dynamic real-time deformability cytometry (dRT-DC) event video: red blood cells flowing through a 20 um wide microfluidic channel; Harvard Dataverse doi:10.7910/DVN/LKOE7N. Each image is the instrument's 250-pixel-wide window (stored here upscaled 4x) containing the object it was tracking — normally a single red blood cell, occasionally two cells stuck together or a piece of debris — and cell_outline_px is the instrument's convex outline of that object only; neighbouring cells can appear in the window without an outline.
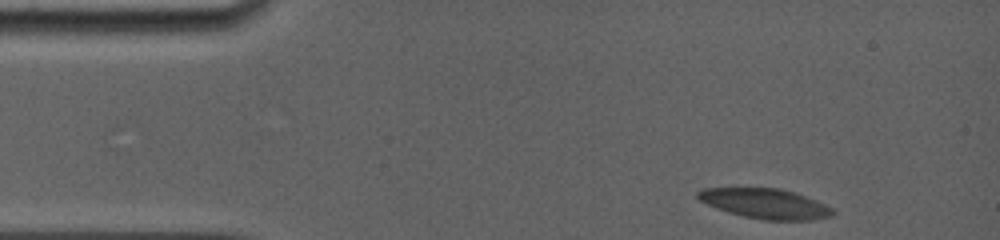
{"species": "common noctule bat (a hibernating species)", "species_latin": "Nyctalus noctula", "temperature_condition": "room temperature", "stored_images_in_passage": 26, "camera_frame_rate_fps": 5000, "um_per_image_px": 0.085, "animal": {"sex": "female", "body_mass_g": 19.0, "forearm_length_mm": 56.7}, "frame": {"image": 1, "passage_image": 1, "time_ms": 0.0, "image_size_px": [1000, 240], "cell_outline_px": [[836, 212], [832, 216], [812, 220], [764, 220], [744, 216], [728, 212], [716, 208], [700, 200], [696, 196], [696, 192], [700, 188], [780, 188], [816, 200], [832, 208]], "centroid_in_image_um": [65.04, 17.31], "position_along_channel_um": 20.0, "area_um2": 23.47}}
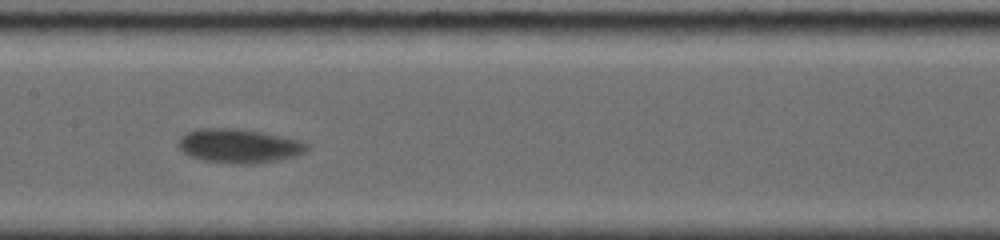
{"frame": {"image": 2, "passage_image": 15, "time_ms": 6.6, "image_size_px": [1000, 240], "cell_outline_px": [[308, 148], [304, 152], [296, 156], [276, 160], [248, 164], [232, 164], [200, 160], [184, 152], [180, 148], [180, 136], [196, 128], [240, 128], [280, 136], [296, 140], [308, 144]], "centroid_in_image_um": [20.28, 12.4], "position_along_channel_um": 187.1, "area_um2": 25.26}}
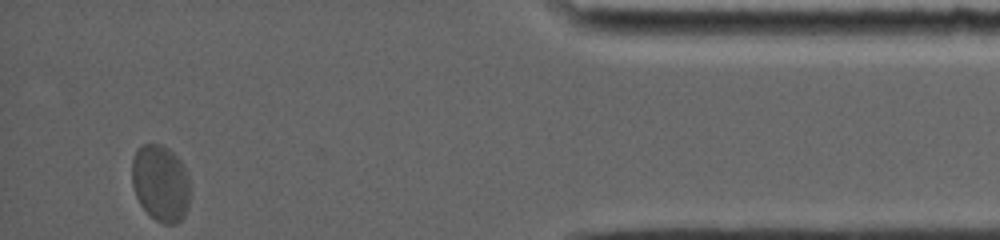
{"frame": {"image": 3, "passage_image": 26, "time_ms": 14.2, "image_size_px": [1000, 240], "cell_outline_px": [[188, 208], [184, 216], [176, 224], [164, 224], [156, 220], [140, 204], [136, 196], [132, 184], [132, 160], [140, 144], [160, 144], [168, 148], [184, 164], [188, 176]], "centroid_in_image_um": [13.64, 15.55], "position_along_channel_um": 421.6, "area_um2": 25.89}, "authors_computed_cell_mechanics": {"area_um2": 23.9292, "velocity_mm_per_s": 3.6433, "shape_relaxation_time_tau1_ms": 2.2098, "shape_relaxation_time_tau2_ms": null, "deformation_change_tau1": 0.0886, "deformation_change_tau2": null}}